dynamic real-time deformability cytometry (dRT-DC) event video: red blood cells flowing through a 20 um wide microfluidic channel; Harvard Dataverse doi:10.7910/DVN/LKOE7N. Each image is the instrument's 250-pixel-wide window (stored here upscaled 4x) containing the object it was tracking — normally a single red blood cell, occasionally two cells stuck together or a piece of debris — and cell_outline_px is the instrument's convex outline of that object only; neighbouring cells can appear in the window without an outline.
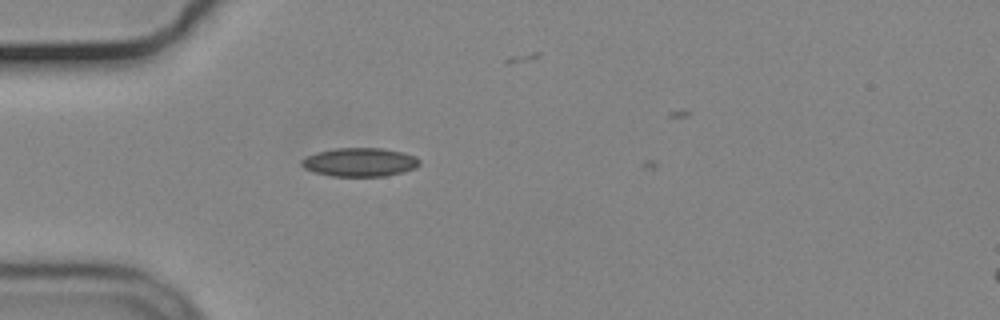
{"species": "common noctule bat (a hibernating species)", "species_latin": "Nyctalus noctula", "temperature_condition": "cold", "stored_images_in_passage": 8, "camera_frame_rate_fps": 3000, "um_per_image_px": 0.085, "animal": {"sex": "male", "body_mass_g": 19.2, "forearm_length_mm": 51.8}, "frame": {"image": 1, "passage_image": 7, "time_ms": 2.0, "image_size_px": [1000, 320], "cell_outline_px": [[420, 164], [416, 168], [404, 172], [384, 176], [332, 176], [316, 172], [304, 168], [300, 164], [300, 160], [316, 152], [336, 148], [384, 148], [404, 152], [416, 156], [420, 160]], "centroid_in_image_um": [30.62, 13.78], "position_along_channel_um": 54.4, "area_um2": 19.83}}